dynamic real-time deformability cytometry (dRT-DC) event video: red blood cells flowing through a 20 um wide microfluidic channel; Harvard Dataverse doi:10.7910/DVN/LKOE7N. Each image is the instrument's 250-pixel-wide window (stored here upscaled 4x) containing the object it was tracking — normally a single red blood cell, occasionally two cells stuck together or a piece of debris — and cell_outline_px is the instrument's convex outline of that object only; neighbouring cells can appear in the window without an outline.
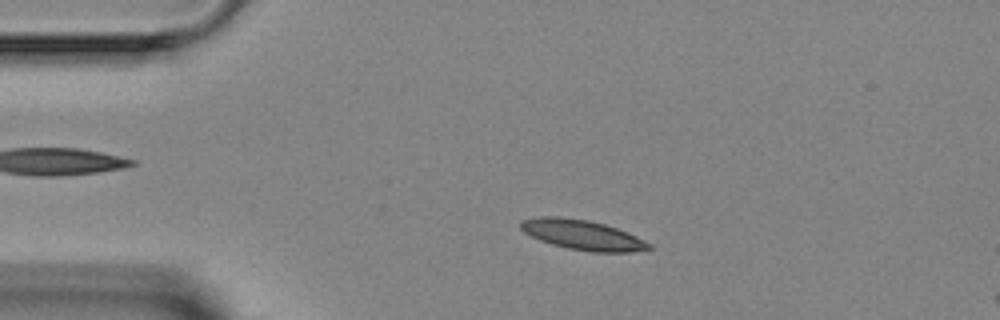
{"species": "Egyptian fruit bat (a non-hibernating species)", "species_latin": "Rousettus aegyptiacus", "temperature_condition": "room temperature", "stored_images_in_passage": 5, "camera_frame_rate_fps": 3000, "um_per_image_px": 0.085, "animal": {"sex": "female"}, "frame": {"image": 1, "passage_image": 3, "time_ms": 2.333, "image_size_px": [1000, 320], "cell_outline_px": [[652, 248], [632, 252], [592, 252], [568, 248], [552, 244], [540, 240], [524, 232], [520, 228], [520, 220], [536, 216], [560, 216], [588, 220], [604, 224], [616, 228], [636, 236], [652, 244]], "centroid_in_image_um": [49.48, 19.95], "position_along_channel_um": 35.5, "area_um2": 22.37}}